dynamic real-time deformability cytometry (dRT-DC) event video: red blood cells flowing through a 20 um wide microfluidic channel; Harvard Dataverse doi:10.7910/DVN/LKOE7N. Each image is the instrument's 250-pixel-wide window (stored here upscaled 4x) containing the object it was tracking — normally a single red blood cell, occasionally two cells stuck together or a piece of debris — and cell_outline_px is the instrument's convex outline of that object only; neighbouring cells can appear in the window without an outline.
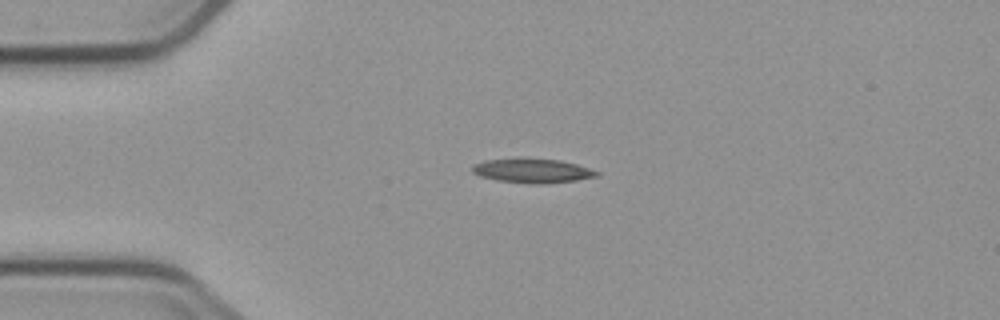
{"species": "common noctule bat (a hibernating species)", "species_latin": "Nyctalus noctula", "temperature_condition": "cold", "stored_images_in_passage": 2, "camera_frame_rate_fps": 3000, "um_per_image_px": 0.085, "animal": {"sex": "male", "body_mass_g": 23.1, "forearm_length_mm": 52.7}, "frame": {"image": 1, "passage_image": 1, "time_ms": 0.0, "image_size_px": [1000, 320], "cell_outline_px": [[600, 176], [576, 180], [540, 184], [528, 184], [496, 180], [480, 176], [472, 172], [472, 164], [484, 160], [560, 160], [576, 164], [600, 172]], "centroid_in_image_um": [45.26, 14.55], "position_along_channel_um": 39.7, "area_um2": 17.11}}